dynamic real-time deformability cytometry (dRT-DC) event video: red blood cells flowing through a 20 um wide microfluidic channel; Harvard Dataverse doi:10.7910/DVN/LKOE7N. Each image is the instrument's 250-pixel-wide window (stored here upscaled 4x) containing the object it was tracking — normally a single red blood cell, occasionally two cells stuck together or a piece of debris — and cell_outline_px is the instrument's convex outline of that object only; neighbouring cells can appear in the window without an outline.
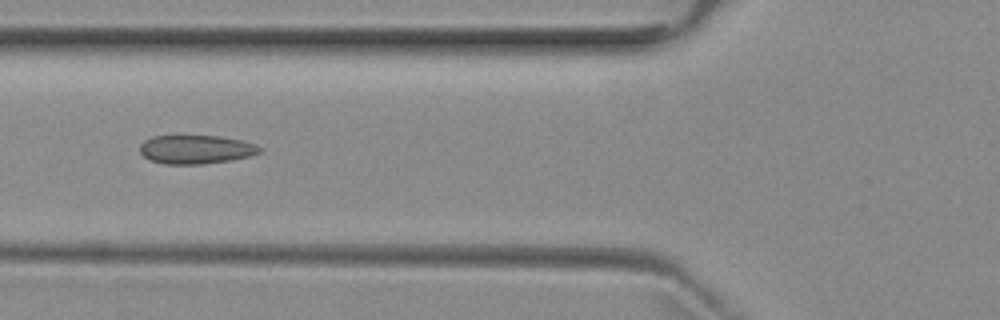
{"species": "common noctule bat (a hibernating species)", "species_latin": "Nyctalus noctula", "temperature_condition": "room temperature", "stored_images_in_passage": 3, "camera_frame_rate_fps": 3000, "um_per_image_px": 0.085, "animal": {"sex": "female", "body_mass_g": 29.2, "forearm_length_mm": 56.3}, "frame": {"image": 1, "passage_image": 3, "time_ms": 2.333, "image_size_px": [1000, 320], "cell_outline_px": [[260, 152], [248, 156], [228, 160], [204, 164], [164, 164], [148, 160], [140, 152], [140, 144], [144, 140], [152, 136], [176, 132], [220, 136], [240, 140], [252, 144], [260, 148]], "centroid_in_image_um": [16.52, 12.64], "position_along_channel_um": 109.3, "area_um2": 20.81}}